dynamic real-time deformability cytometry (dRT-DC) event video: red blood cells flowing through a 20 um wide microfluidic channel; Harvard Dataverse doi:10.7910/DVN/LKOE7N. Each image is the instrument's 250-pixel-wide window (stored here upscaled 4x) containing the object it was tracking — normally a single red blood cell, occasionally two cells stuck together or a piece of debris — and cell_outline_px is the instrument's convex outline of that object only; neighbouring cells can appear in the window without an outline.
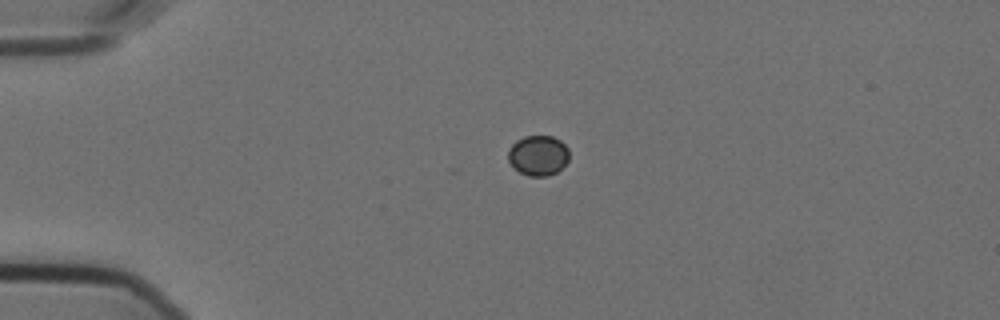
{"species": "Egyptian fruit bat (a non-hibernating species)", "species_latin": "Rousettus aegyptiacus", "temperature_condition": "cold", "stored_images_in_passage": 36, "camera_frame_rate_fps": 3000, "um_per_image_px": 0.085, "animal": {"sex": "female"}, "frame": {"image": 1, "passage_image": 1, "time_ms": 0.0, "image_size_px": [1000, 320], "cell_outline_px": [[568, 160], [556, 172], [548, 176], [528, 176], [512, 168], [508, 160], [508, 148], [516, 140], [524, 136], [552, 136], [560, 140], [568, 148]], "centroid_in_image_um": [45.7, 13.21], "position_along_channel_um": 39.3, "area_um2": 14.39}}
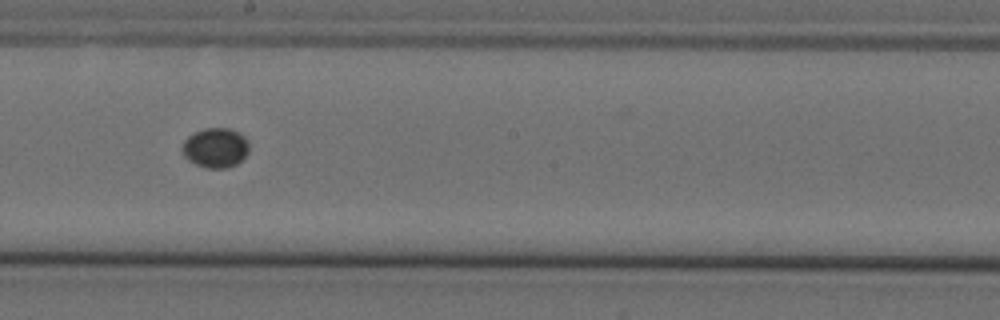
{"frame": {"image": 2, "passage_image": 20, "time_ms": 6.333, "image_size_px": [1000, 320], "cell_outline_px": [[248, 152], [236, 164], [228, 168], [208, 168], [196, 164], [188, 160], [184, 156], [180, 148], [184, 140], [188, 136], [204, 128], [228, 128], [240, 132], [248, 140]], "centroid_in_image_um": [18.3, 12.55], "position_along_channel_um": 229.9, "area_um2": 15.55}}
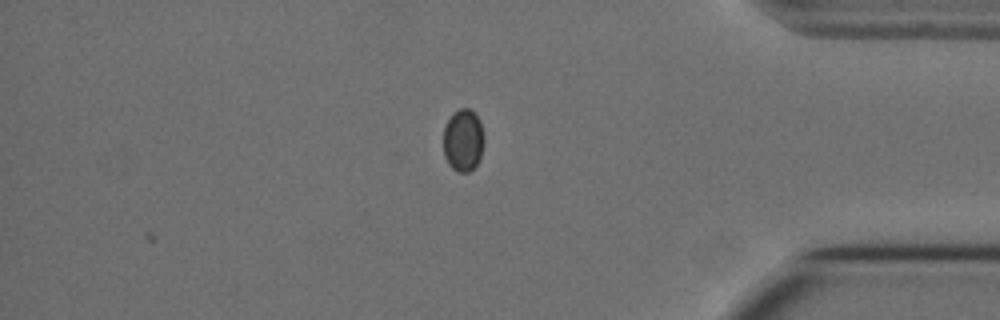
{"frame": {"image": 3, "passage_image": 36, "time_ms": 11.667, "image_size_px": [1000, 320], "cell_outline_px": [[484, 144], [480, 160], [468, 172], [460, 172], [452, 168], [448, 164], [444, 156], [444, 124], [452, 112], [460, 108], [468, 108], [480, 120], [484, 132]], "centroid_in_image_um": [39.37, 11.9], "position_along_channel_um": 395.8, "area_um2": 15.03}}